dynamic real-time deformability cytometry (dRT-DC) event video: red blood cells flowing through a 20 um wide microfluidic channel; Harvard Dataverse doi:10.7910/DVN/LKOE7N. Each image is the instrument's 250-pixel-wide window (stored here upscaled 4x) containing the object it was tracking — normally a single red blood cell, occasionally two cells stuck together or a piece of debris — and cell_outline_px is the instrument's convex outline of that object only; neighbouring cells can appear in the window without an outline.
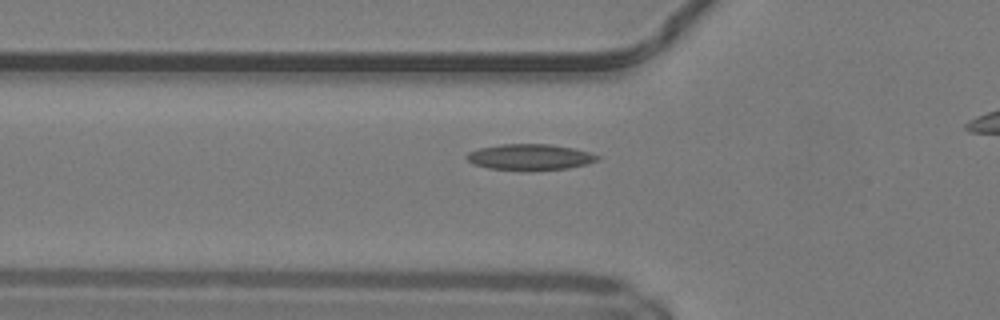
{"species": "common noctule bat (a hibernating species)", "species_latin": "Nyctalus noctula", "temperature_condition": "warm", "stored_images_in_passage": 33, "camera_frame_rate_fps": 3000, "um_per_image_px": 0.085, "animal": {"sex": "male", "body_mass_g": 19.2, "forearm_length_mm": 51.8}, "frame": {"image": 1, "passage_image": 7, "time_ms": 2.0, "image_size_px": [1000, 320], "cell_outline_px": [[600, 160], [568, 168], [528, 172], [488, 168], [472, 164], [464, 156], [468, 152], [480, 148], [500, 144], [548, 144], [572, 148], [588, 152], [600, 156]], "centroid_in_image_um": [45.0, 13.37], "position_along_channel_um": 80.8, "area_um2": 20.11}}
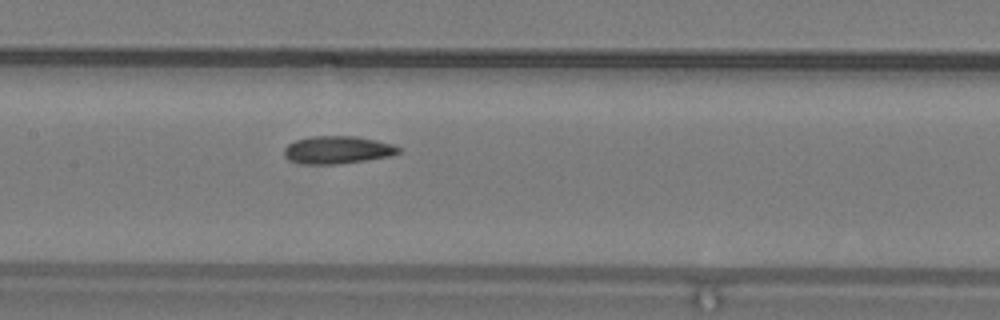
{"frame": {"image": 2, "passage_image": 14, "time_ms": 4.333, "image_size_px": [1000, 320], "cell_outline_px": [[400, 152], [392, 156], [336, 164], [300, 164], [288, 160], [284, 156], [284, 148], [288, 144], [296, 140], [312, 136], [356, 136], [376, 140], [392, 144], [400, 148]], "centroid_in_image_um": [28.66, 12.74], "position_along_channel_um": 178.7, "area_um2": 18.5}}
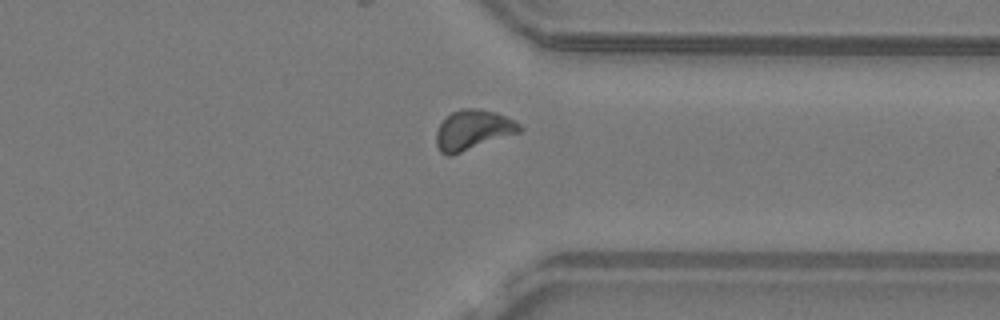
{"frame": {"image": 3, "passage_image": 28, "time_ms": 9.0, "image_size_px": [1000, 320], "cell_outline_px": [[524, 128], [520, 132], [452, 156], [448, 156], [440, 152], [436, 144], [436, 132], [440, 124], [452, 112], [460, 108], [480, 108], [496, 112], [520, 124]], "centroid_in_image_um": [40.19, 11.05], "position_along_channel_um": 371.2, "area_um2": 19.48}}